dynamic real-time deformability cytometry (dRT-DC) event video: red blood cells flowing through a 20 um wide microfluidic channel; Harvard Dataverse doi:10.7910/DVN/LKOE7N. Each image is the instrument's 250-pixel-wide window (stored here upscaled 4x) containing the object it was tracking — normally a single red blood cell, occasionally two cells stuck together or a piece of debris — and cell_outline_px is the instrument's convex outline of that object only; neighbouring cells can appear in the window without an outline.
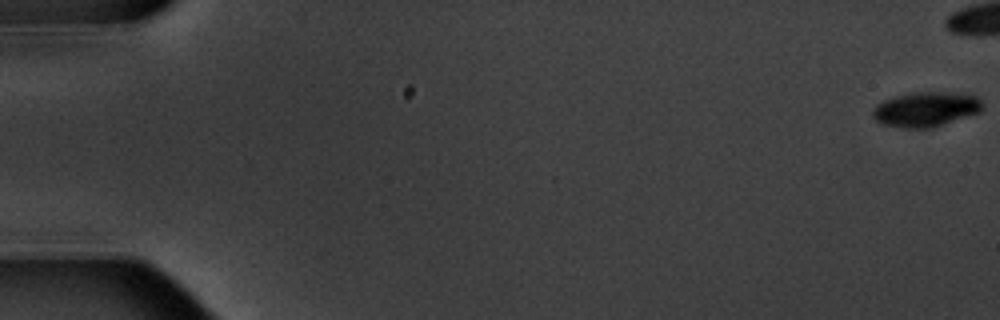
{"species": "common noctule bat (a hibernating species)", "species_latin": "Nyctalus noctula", "temperature_condition": "warm", "stored_images_in_passage": 7, "camera_frame_rate_fps": 3000, "um_per_image_px": 0.085, "animal": {"sex": "male", "body_mass_g": 20.1, "forearm_length_mm": 53.5}, "frame": {"image": 1, "passage_image": 1, "time_ms": 0.0, "image_size_px": [1000, 320], "cell_outline_px": [[984, 108], [980, 112], [932, 128], [904, 128], [884, 124], [876, 120], [872, 116], [872, 108], [876, 104], [892, 96], [912, 92], [940, 92], [976, 96], [984, 104]], "centroid_in_image_um": [78.67, 9.29], "position_along_channel_um": 6.3, "area_um2": 22.31}}
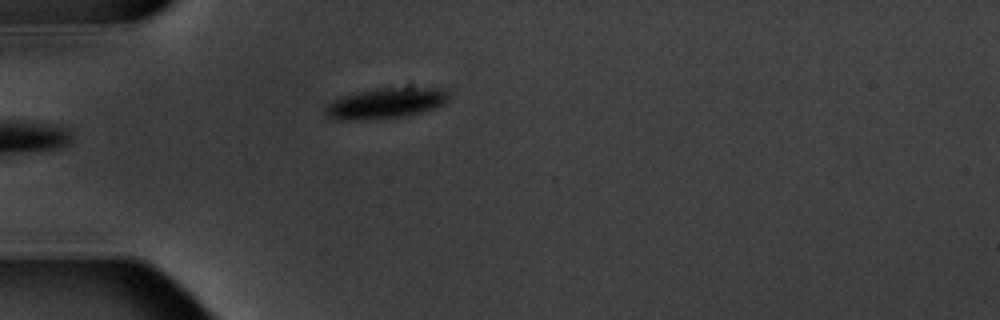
{"frame": {"image": 2, "passage_image": 6, "time_ms": 7.0, "image_size_px": [1000, 320], "cell_outline_px": [[448, 100], [444, 104], [408, 116], [348, 120], [340, 120], [328, 116], [324, 112], [324, 108], [328, 104], [340, 96], [356, 92], [408, 80], [444, 88], [448, 92]], "centroid_in_image_um": [32.93, 8.63], "position_along_channel_um": 52.1, "area_um2": 23.81}}